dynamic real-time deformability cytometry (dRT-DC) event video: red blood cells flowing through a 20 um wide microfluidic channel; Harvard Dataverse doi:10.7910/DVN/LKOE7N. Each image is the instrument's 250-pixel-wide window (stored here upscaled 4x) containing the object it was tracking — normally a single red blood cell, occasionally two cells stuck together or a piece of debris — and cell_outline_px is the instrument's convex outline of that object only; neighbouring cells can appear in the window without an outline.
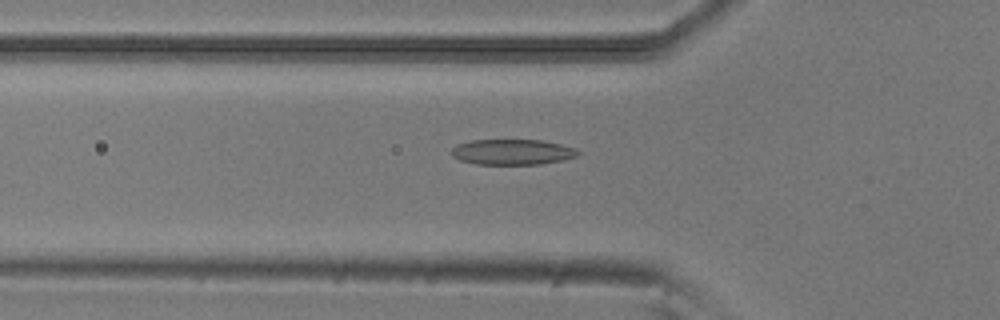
{"species": "common noctule bat (a hibernating species)", "species_latin": "Nyctalus noctula", "temperature_condition": "room temperature", "stored_images_in_passage": 49, "camera_frame_rate_fps": 3000, "um_per_image_px": 0.085, "animal": {"sex": "male", "body_mass_g": 20.5, "forearm_length_mm": 52.5}, "frame": {"image": 1, "passage_image": 15, "time_ms": 4.667, "image_size_px": [1000, 320], "cell_outline_px": [[580, 156], [540, 164], [476, 164], [460, 160], [452, 156], [452, 148], [456, 144], [472, 140], [544, 140], [576, 148], [580, 152]], "centroid_in_image_um": [43.56, 12.91], "position_along_channel_um": 82.2, "area_um2": 18.84}}
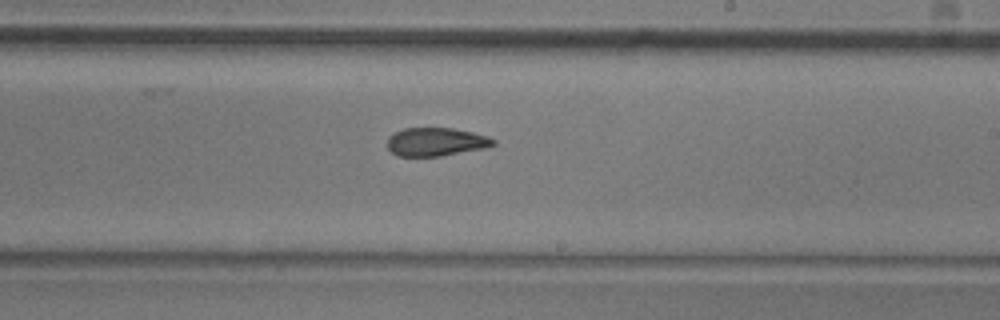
{"frame": {"image": 2, "passage_image": 28, "time_ms": 9.0, "image_size_px": [1000, 320], "cell_outline_px": [[496, 144], [484, 148], [440, 156], [396, 156], [388, 148], [388, 136], [404, 128], [452, 128], [472, 132], [488, 136], [496, 140]], "centroid_in_image_um": [37.06, 12.05], "position_along_channel_um": 251.9, "area_um2": 17.46}}
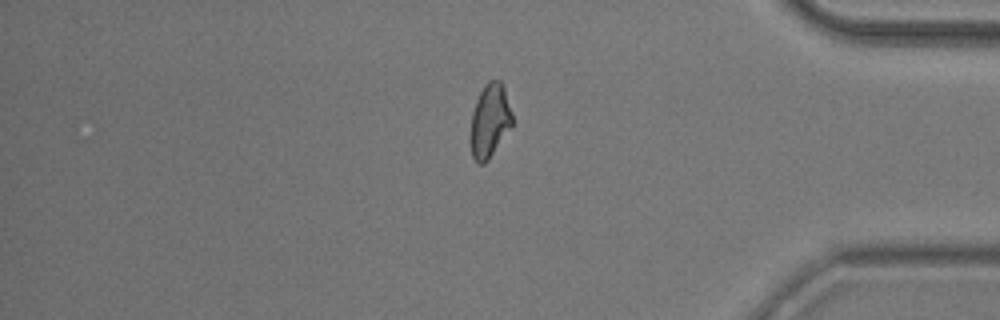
{"frame": {"image": 3, "passage_image": 41, "time_ms": 13.333, "image_size_px": [1000, 320], "cell_outline_px": [[512, 124], [488, 160], [484, 164], [476, 164], [472, 156], [472, 112], [476, 100], [484, 84], [488, 80], [500, 80], [504, 84], [512, 112]], "centroid_in_image_um": [41.65, 10.21], "position_along_channel_um": 393.6, "area_um2": 17.69}, "authors_computed_cell_mechanics": {"area_um2": 18.3804, "velocity_mm_per_s": 3.8928, "shape_relaxation_time_tau1_ms": 6.9024, "shape_relaxation_time_tau2_ms": 2.5946, "deformation_change_tau1": 0.184, "deformation_change_tau2": 0.0958}}